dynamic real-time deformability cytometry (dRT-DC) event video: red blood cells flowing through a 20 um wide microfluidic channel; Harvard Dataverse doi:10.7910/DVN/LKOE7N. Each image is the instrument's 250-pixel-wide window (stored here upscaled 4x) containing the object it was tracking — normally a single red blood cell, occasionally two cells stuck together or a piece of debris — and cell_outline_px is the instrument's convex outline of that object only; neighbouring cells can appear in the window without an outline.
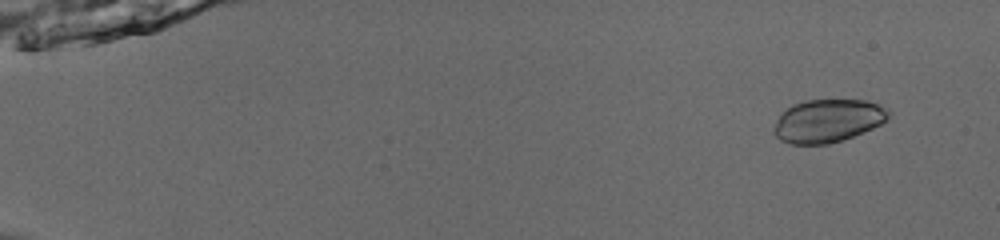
{"species": "common noctule bat (a hibernating species)", "species_latin": "Nyctalus noctula", "temperature_condition": "room temperature", "stored_images_in_passage": 53, "camera_frame_rate_fps": 3000, "um_per_image_px": 0.085, "animal": {"sex": "male", "body_mass_g": 13.0, "forearm_length_mm": 53.1}, "frame": {"image": 1, "passage_image": 5, "time_ms": 1.333, "image_size_px": [1000, 240], "cell_outline_px": [[892, 116], [888, 120], [872, 128], [844, 140], [828, 144], [788, 144], [780, 140], [772, 132], [772, 128], [780, 116], [792, 104], [804, 100], [864, 100], [880, 104], [888, 108], [892, 112]], "centroid_in_image_um": [70.4, 10.27], "position_along_channel_um": 14.6, "area_um2": 29.07}}
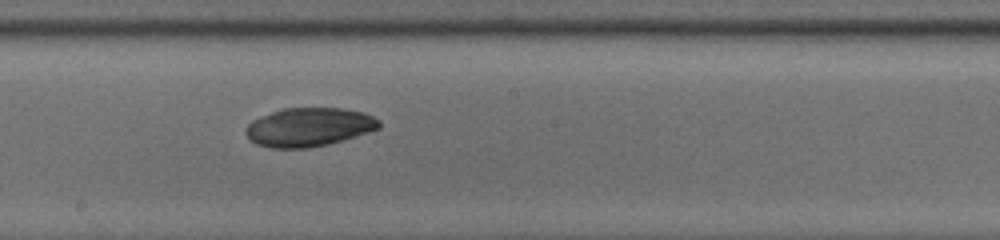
{"frame": {"image": 2, "passage_image": 32, "time_ms": 10.333, "image_size_px": [1000, 240], "cell_outline_px": [[380, 128], [368, 132], [328, 144], [308, 148], [272, 148], [256, 144], [244, 132], [244, 128], [252, 120], [260, 116], [284, 108], [340, 108], [364, 112], [380, 120]], "centroid_in_image_um": [26.24, 10.8], "position_along_channel_um": 222.0, "area_um2": 30.0}}
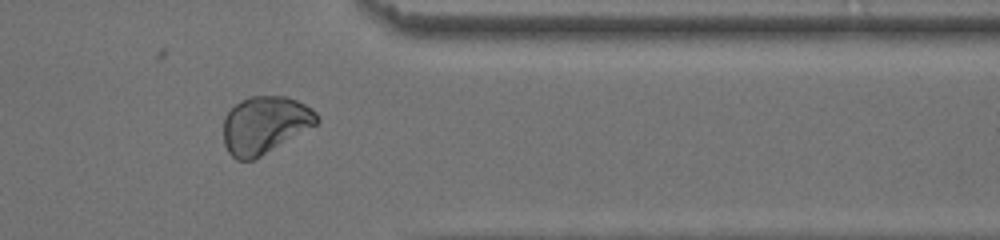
{"frame": {"image": 3, "passage_image": 45, "time_ms": 14.667, "image_size_px": [1000, 240], "cell_outline_px": [[320, 120], [316, 124], [260, 156], [252, 160], [236, 160], [228, 152], [224, 144], [224, 116], [240, 100], [252, 96], [284, 96], [296, 100], [312, 108], [316, 112]], "centroid_in_image_um": [22.49, 10.6], "position_along_channel_um": 388.9, "area_um2": 30.87}}